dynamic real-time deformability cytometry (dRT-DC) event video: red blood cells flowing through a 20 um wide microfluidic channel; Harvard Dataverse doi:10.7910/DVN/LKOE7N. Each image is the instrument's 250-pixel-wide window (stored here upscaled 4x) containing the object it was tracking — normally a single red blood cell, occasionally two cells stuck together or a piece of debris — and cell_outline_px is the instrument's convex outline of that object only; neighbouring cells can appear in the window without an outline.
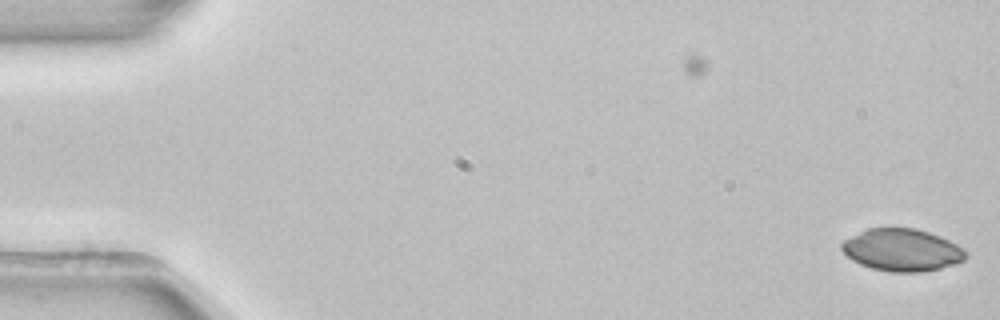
{"species": "common noctule bat (a hibernating species)", "species_latin": "Nyctalus noctula", "temperature_condition": "room temperature", "stored_images_in_passage": 7, "camera_frame_rate_fps": 3000, "um_per_image_px": 0.085, "animal": {"sex": "female", "body_mass_g": 22.7, "forearm_length_mm": 54.2}, "frame": {"image": 1, "passage_image": 7, "time_ms": 2.0, "image_size_px": [1000, 320], "cell_outline_px": [[968, 256], [964, 260], [940, 268], [920, 272], [892, 272], [872, 268], [860, 264], [852, 260], [840, 248], [840, 244], [844, 240], [868, 228], [916, 228], [940, 236], [956, 244]], "centroid_in_image_um": [76.64, 21.25], "position_along_channel_um": 8.4, "area_um2": 30.23}}